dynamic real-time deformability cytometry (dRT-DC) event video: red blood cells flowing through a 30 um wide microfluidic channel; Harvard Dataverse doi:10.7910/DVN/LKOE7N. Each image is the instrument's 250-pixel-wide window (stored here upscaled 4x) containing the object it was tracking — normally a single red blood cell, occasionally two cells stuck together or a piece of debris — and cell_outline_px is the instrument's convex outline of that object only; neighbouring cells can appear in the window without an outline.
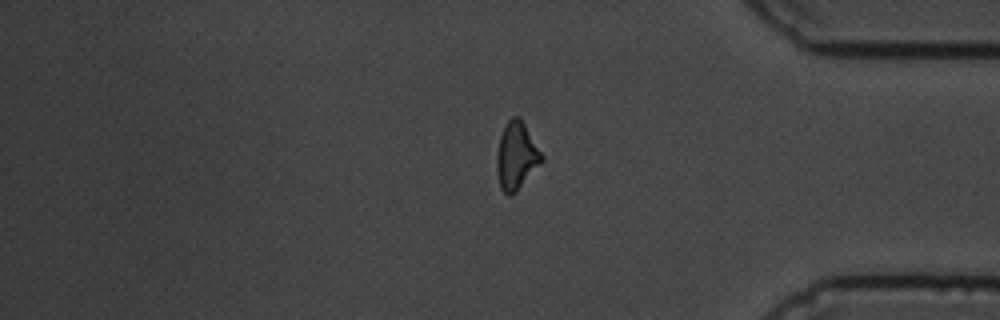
{"species": "common noctule bat (a hibernating species)", "species_latin": "Nyctalus noctula", "temperature_condition": "cold", "stored_images_in_passage": 14, "segment_of_instrument_passage": [2, 2], "camera_frame_rate_fps": 3000, "um_per_image_px": 0.085, "animal": {"sex": "male", "body_mass_g": 19.5, "forearm_length_mm": 54.6}, "frame": {"image": 1, "passage_image": 14, "time_ms": 16.667, "image_size_px": [1000, 320], "cell_outline_px": [[544, 160], [516, 192], [512, 196], [508, 196], [500, 188], [496, 168], [496, 156], [500, 136], [504, 124], [512, 116], [520, 116], [544, 156]], "centroid_in_image_um": [43.89, 13.24], "position_along_channel_um": 391.3, "area_um2": 17.92}}